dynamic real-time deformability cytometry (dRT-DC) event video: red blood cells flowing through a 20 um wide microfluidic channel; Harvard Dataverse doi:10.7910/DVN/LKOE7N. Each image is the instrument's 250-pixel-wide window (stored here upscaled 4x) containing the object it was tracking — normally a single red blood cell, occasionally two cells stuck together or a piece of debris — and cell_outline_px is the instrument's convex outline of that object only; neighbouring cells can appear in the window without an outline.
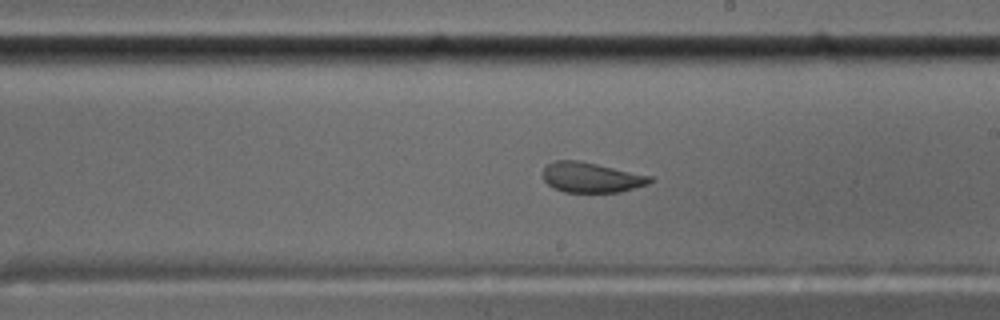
{"species": "common noctule bat (a hibernating species)", "species_latin": "Nyctalus noctula", "temperature_condition": "cold", "stored_images_in_passage": 59, "camera_frame_rate_fps": 3000, "um_per_image_px": 0.085, "animal": {"sex": "male", "body_mass_g": 17.5, "forearm_length_mm": 52.3}, "frame": {"image": 1, "passage_image": 34, "time_ms": 11.0, "image_size_px": [1000, 320], "cell_outline_px": [[652, 180], [648, 184], [620, 192], [564, 192], [552, 188], [544, 180], [540, 172], [548, 164], [556, 160], [580, 160], [652, 176]], "centroid_in_image_um": [50.21, 15.08], "position_along_channel_um": 238.8, "area_um2": 18.96}}